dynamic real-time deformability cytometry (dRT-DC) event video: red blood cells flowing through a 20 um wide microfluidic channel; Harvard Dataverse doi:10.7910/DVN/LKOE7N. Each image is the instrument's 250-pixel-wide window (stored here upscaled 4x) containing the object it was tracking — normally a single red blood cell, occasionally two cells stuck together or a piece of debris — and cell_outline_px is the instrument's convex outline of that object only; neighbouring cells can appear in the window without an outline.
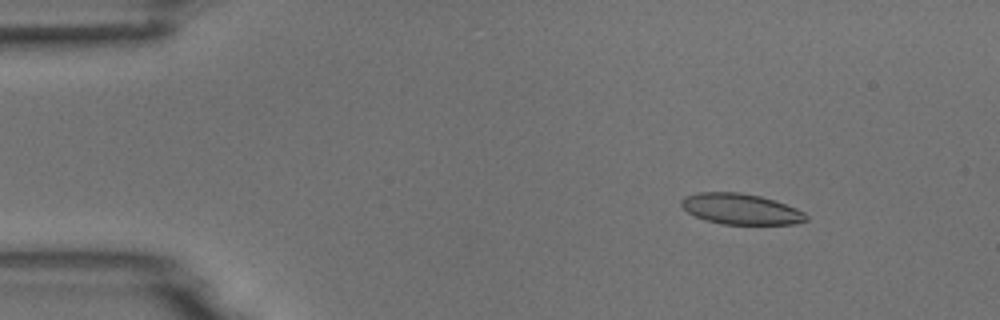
{"species": "common noctule bat (a hibernating species)", "species_latin": "Nyctalus noctula", "temperature_condition": "room temperature", "stored_images_in_passage": 4, "camera_frame_rate_fps": 3000, "um_per_image_px": 0.085, "animal": {"sex": "male", "body_mass_g": 18.8}, "frame": {"image": 1, "passage_image": 2, "time_ms": 0.333, "image_size_px": [1000, 320], "cell_outline_px": [[808, 220], [796, 224], [724, 224], [704, 220], [688, 212], [680, 204], [680, 200], [684, 196], [696, 192], [740, 192], [760, 196], [796, 208], [804, 212], [808, 216]], "centroid_in_image_um": [62.95, 17.76], "position_along_channel_um": 22.1, "area_um2": 22.37}}